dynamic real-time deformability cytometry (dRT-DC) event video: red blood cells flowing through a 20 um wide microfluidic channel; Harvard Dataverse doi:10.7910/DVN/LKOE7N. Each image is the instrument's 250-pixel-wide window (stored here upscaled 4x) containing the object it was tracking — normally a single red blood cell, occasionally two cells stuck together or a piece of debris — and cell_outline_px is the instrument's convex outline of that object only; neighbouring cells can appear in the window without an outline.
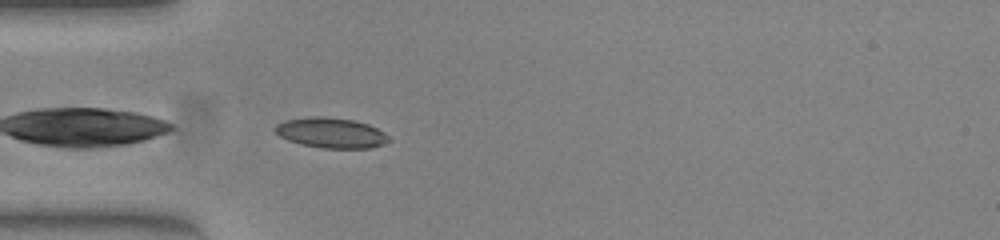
{"species": "common noctule bat (a hibernating species)", "species_latin": "Nyctalus noctula", "temperature_condition": "warm", "stored_images_in_passage": 26, "camera_frame_rate_fps": 3000, "um_per_image_px": 0.085, "animal": {"sex": "female", "body_mass_g": 23.0, "forearm_length_mm": 53.4}, "frame": {"image": 1, "passage_image": 1, "time_ms": 0.0, "image_size_px": [1000, 240], "cell_outline_px": [[388, 140], [384, 144], [368, 148], [324, 148], [304, 144], [288, 140], [280, 136], [276, 132], [276, 124], [284, 120], [308, 116], [324, 116], [352, 120], [368, 124], [384, 132], [388, 136]], "centroid_in_image_um": [28.13, 11.28], "position_along_channel_um": 56.9, "area_um2": 19.83}}
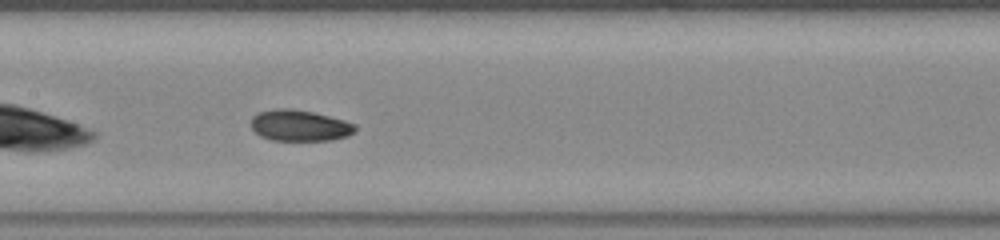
{"frame": {"image": 2, "passage_image": 11, "time_ms": 3.333, "image_size_px": [1000, 240], "cell_outline_px": [[356, 128], [348, 136], [332, 140], [272, 140], [260, 136], [252, 128], [252, 116], [260, 112], [276, 108], [288, 108], [312, 112], [344, 120], [356, 124]], "centroid_in_image_um": [25.47, 10.67], "position_along_channel_um": 181.9, "area_um2": 18.73}}
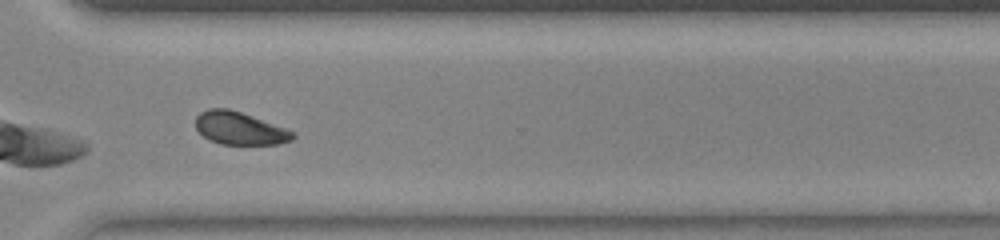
{"frame": {"image": 3, "passage_image": 24, "time_ms": 7.667, "image_size_px": [1000, 240], "cell_outline_px": [[296, 136], [292, 140], [276, 144], [220, 144], [208, 140], [196, 128], [196, 116], [200, 112], [208, 108], [228, 108], [240, 112], [284, 128], [292, 132]], "centroid_in_image_um": [20.32, 10.91], "position_along_channel_um": 350.3, "area_um2": 18.26}, "authors_computed_cell_mechanics": {"area_um2": 18.9873, "velocity_mm_per_s": 3.8872, "shape_relaxation_time_tau1_ms": null, "shape_relaxation_time_tau2_ms": 11.2249, "deformation_change_tau1": null, "deformation_change_tau2": 0.1326}}